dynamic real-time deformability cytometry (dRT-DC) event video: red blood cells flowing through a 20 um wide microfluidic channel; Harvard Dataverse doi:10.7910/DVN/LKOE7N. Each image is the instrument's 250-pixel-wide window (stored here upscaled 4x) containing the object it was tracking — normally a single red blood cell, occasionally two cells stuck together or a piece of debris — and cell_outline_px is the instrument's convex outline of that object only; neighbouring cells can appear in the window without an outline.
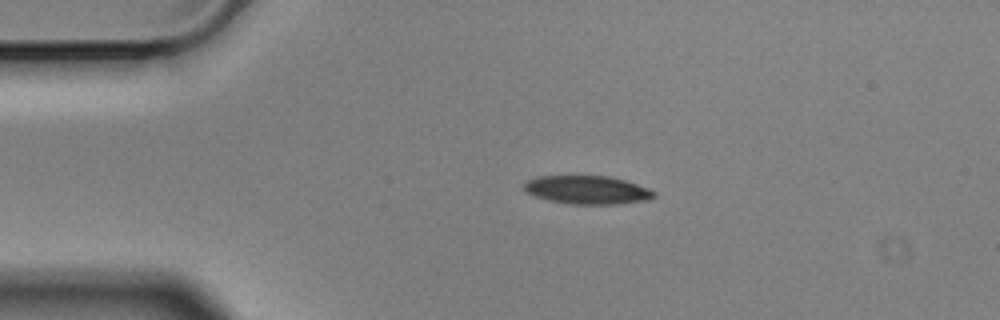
{"species": "Egyptian fruit bat (a non-hibernating species)", "species_latin": "Rousettus aegyptiacus", "temperature_condition": "cold", "stored_images_in_passage": 2, "camera_frame_rate_fps": 3000, "um_per_image_px": 0.085, "animal": {"sex": "male"}, "frame": {"image": 1, "passage_image": 1, "time_ms": 0.0, "image_size_px": [1000, 320], "cell_outline_px": [[656, 196], [648, 200], [616, 204], [572, 204], [548, 200], [536, 196], [528, 192], [524, 188], [524, 184], [528, 180], [540, 176], [608, 176], [624, 180], [648, 188], [656, 192]], "centroid_in_image_um": [49.95, 16.14], "position_along_channel_um": 35.0, "area_um2": 21.27}}